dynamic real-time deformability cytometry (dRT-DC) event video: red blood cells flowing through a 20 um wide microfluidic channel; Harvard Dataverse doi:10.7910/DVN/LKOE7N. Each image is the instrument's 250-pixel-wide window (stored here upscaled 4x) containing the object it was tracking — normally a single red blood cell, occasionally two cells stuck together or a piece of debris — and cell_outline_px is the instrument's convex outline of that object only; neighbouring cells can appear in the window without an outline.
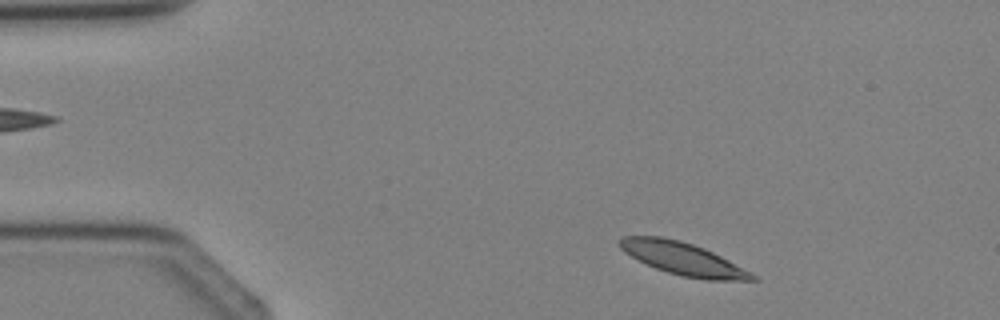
{"species": "Egyptian fruit bat (a non-hibernating species)", "species_latin": "Rousettus aegyptiacus", "temperature_condition": "cold", "stored_images_in_passage": 2, "camera_frame_rate_fps": 3000, "um_per_image_px": 0.085, "animal": {"sex": "female"}, "frame": {"image": 1, "passage_image": 2, "time_ms": 1.333, "image_size_px": [1000, 320], "cell_outline_px": [[760, 280], [704, 280], [684, 276], [668, 272], [656, 268], [624, 252], [616, 244], [616, 240], [624, 236], [660, 236], [680, 240], [704, 248], [752, 272]], "centroid_in_image_um": [58.04, 21.98], "position_along_channel_um": 27.0, "area_um2": 25.03}}